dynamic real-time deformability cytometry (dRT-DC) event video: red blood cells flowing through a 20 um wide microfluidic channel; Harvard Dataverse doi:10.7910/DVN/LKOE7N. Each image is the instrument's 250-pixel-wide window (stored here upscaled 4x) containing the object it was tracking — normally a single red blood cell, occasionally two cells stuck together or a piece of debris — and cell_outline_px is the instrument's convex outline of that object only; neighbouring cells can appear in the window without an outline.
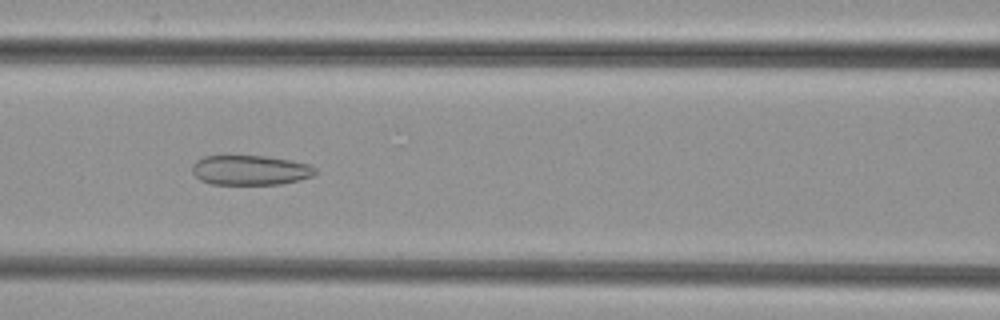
{"species": "common noctule bat (a hibernating species)", "species_latin": "Nyctalus noctula", "temperature_condition": "cold", "stored_images_in_passage": 45, "camera_frame_rate_fps": 3000, "um_per_image_px": 0.085, "animal": {"sex": "female", "body_mass_g": 29.2, "forearm_length_mm": 56.3}, "frame": {"image": 1, "passage_image": 22, "time_ms": 7.0, "image_size_px": [1000, 320], "cell_outline_px": [[316, 172], [312, 176], [280, 184], [212, 184], [200, 180], [192, 172], [192, 164], [196, 160], [204, 156], [264, 156], [292, 160], [312, 164], [316, 168]], "centroid_in_image_um": [21.27, 14.45], "position_along_channel_um": 145.3, "area_um2": 21.39}}
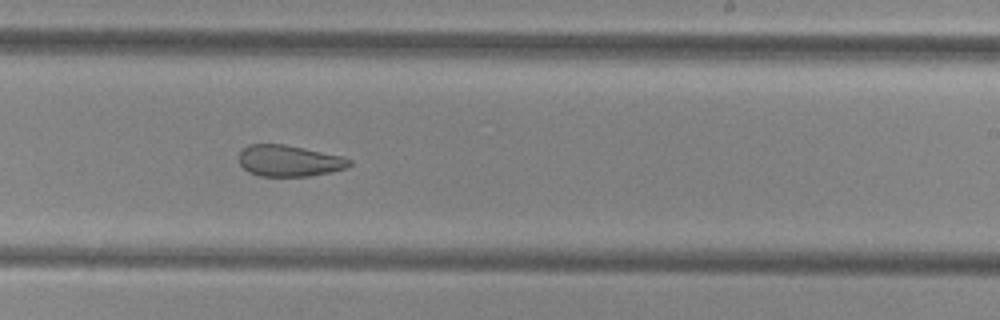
{"frame": {"image": 2, "passage_image": 31, "time_ms": 10.0, "image_size_px": [1000, 320], "cell_outline_px": [[352, 164], [348, 168], [332, 172], [308, 176], [260, 176], [248, 172], [240, 164], [240, 152], [248, 144], [284, 144], [344, 156], [352, 160]], "centroid_in_image_um": [24.63, 13.67], "position_along_channel_um": 264.4, "area_um2": 20.29}}
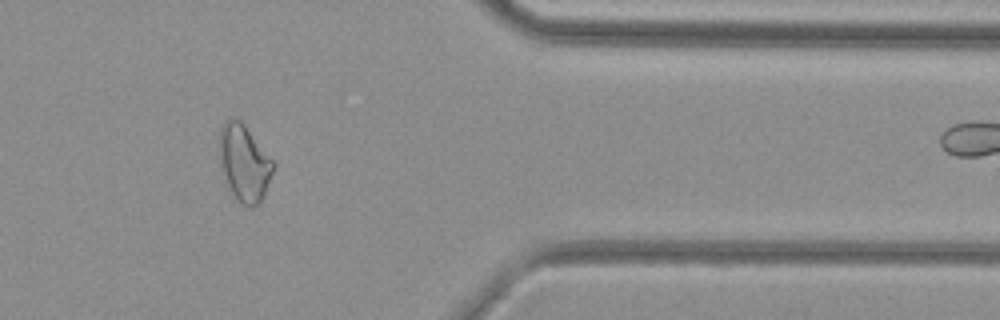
{"frame": {"image": 3, "passage_image": 42, "time_ms": 13.667, "image_size_px": [1000, 320], "cell_outline_px": [[276, 164], [264, 196], [260, 204], [252, 208], [248, 208], [240, 204], [236, 200], [228, 188], [220, 168], [220, 128], [224, 120], [228, 116], [236, 116], [244, 124]], "centroid_in_image_um": [20.75, 13.87], "position_along_channel_um": 390.7, "area_um2": 24.62}}